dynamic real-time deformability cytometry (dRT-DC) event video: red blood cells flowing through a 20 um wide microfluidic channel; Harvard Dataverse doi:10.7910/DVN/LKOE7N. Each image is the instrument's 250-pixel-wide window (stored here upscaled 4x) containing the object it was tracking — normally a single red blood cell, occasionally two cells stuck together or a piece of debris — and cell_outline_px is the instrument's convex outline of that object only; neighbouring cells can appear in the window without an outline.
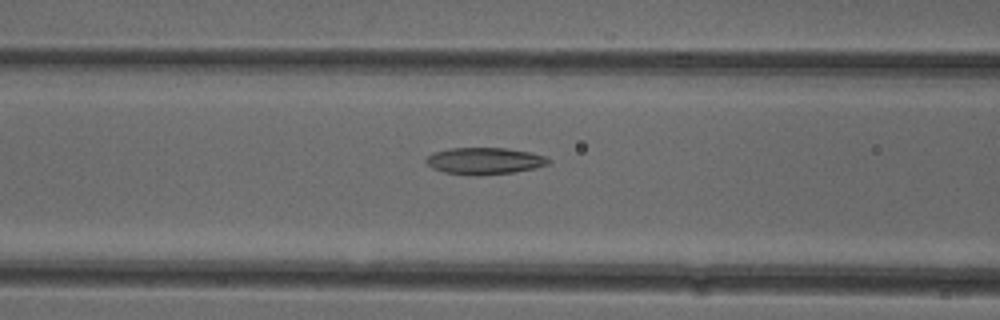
{"species": "common noctule bat (a hibernating species)", "species_latin": "Nyctalus noctula", "temperature_condition": "cold", "stored_images_in_passage": 52, "camera_frame_rate_fps": 3000, "um_per_image_px": 0.085, "animal": {"sex": "female"}, "frame": {"image": 1, "passage_image": 21, "time_ms": 6.667, "image_size_px": [1000, 320], "cell_outline_px": [[552, 160], [548, 164], [536, 168], [512, 172], [480, 176], [472, 176], [444, 172], [432, 168], [424, 160], [432, 152], [448, 148], [504, 148], [528, 152], [544, 156]], "centroid_in_image_um": [41.15, 13.68], "position_along_channel_um": 125.5, "area_um2": 19.19}}
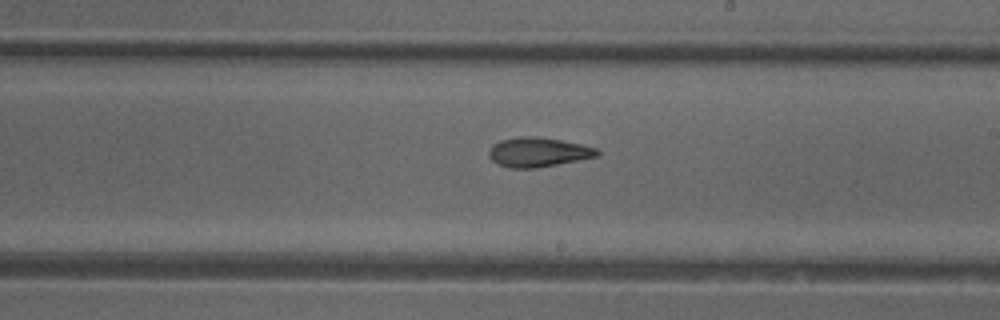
{"frame": {"image": 2, "passage_image": 30, "time_ms": 9.667, "image_size_px": [1000, 320], "cell_outline_px": [[600, 156], [536, 168], [508, 168], [492, 160], [488, 156], [488, 152], [492, 144], [500, 140], [516, 136], [536, 136], [560, 140], [580, 144], [596, 148], [600, 152]], "centroid_in_image_um": [45.72, 12.93], "position_along_channel_um": 243.3, "area_um2": 18.67}}
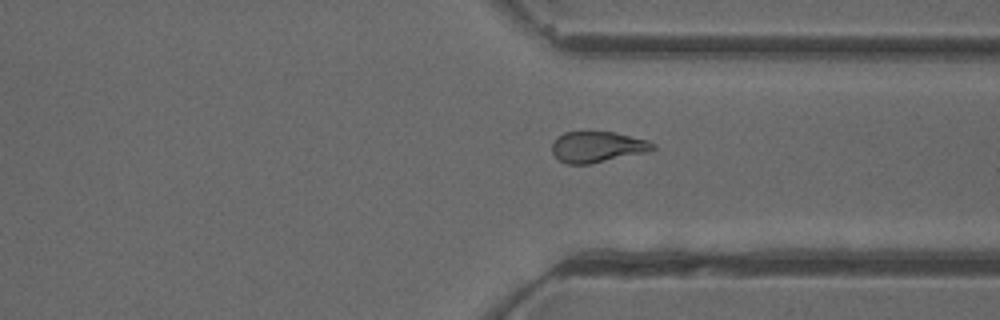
{"frame": {"image": 3, "passage_image": 39, "time_ms": 12.667, "image_size_px": [1000, 320], "cell_outline_px": [[656, 148], [648, 152], [592, 164], [568, 164], [560, 160], [552, 152], [552, 144], [556, 136], [564, 132], [616, 132], [648, 140], [656, 144]], "centroid_in_image_um": [50.81, 12.49], "position_along_channel_um": 360.6, "area_um2": 18.38}, "authors_computed_cell_mechanics": {"area_um2": 19.1896, "velocity_mm_per_s": 3.9224, "shape_relaxation_time_tau1_ms": null, "shape_relaxation_time_tau2_ms": 3.1582, "deformation_change_tau1": null, "deformation_change_tau2": 0.1116}}